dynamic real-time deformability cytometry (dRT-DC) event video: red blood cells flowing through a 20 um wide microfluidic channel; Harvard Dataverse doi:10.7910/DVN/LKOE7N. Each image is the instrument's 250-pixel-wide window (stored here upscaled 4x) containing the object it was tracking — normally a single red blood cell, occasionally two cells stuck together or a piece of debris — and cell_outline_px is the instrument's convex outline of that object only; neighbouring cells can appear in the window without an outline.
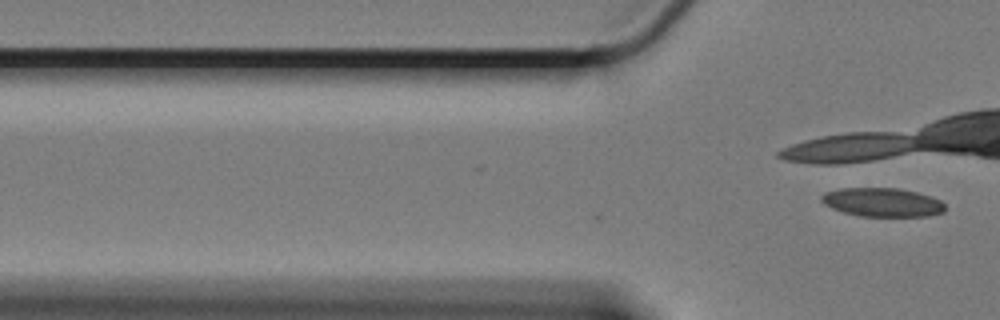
{"species": "Egyptian fruit bat (a non-hibernating species)", "species_latin": "Rousettus aegyptiacus", "temperature_condition": "cold", "stored_images_in_passage": 17, "camera_frame_rate_fps": 3000, "um_per_image_px": 0.085, "animal": {"sex": "female"}, "frame": {"image": 1, "passage_image": 17, "time_ms": 5.333, "image_size_px": [1000, 320], "cell_outline_px": [[944, 212], [928, 216], [860, 216], [844, 212], [832, 208], [824, 204], [820, 200], [820, 196], [824, 192], [840, 188], [896, 188], [916, 192], [932, 196], [940, 200], [944, 204]], "centroid_in_image_um": [74.98, 17.19], "position_along_channel_um": 50.8, "area_um2": 20.75}}